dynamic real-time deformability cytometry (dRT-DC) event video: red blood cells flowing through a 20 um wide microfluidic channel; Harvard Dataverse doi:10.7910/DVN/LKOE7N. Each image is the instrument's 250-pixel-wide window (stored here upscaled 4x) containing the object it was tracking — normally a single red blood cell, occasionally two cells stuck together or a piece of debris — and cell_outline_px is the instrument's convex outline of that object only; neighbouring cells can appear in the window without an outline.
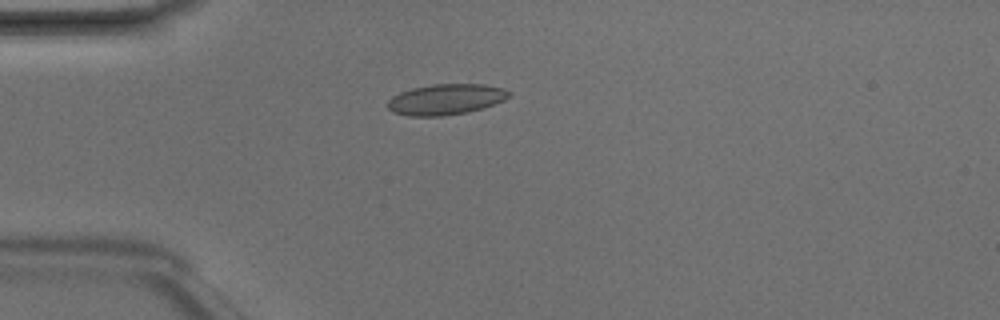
{"species": "Egyptian fruit bat (a non-hibernating species)", "species_latin": "Rousettus aegyptiacus", "temperature_condition": "room temperature", "stored_images_in_passage": 3, "camera_frame_rate_fps": 3000, "um_per_image_px": 0.085, "animal": {"sex": "male"}, "frame": {"image": 1, "passage_image": 3, "time_ms": 0.667, "image_size_px": [1000, 320], "cell_outline_px": [[512, 96], [504, 100], [484, 108], [468, 112], [440, 116], [408, 116], [392, 112], [388, 108], [388, 100], [392, 96], [400, 92], [412, 88], [432, 84], [484, 84], [504, 88], [512, 92]], "centroid_in_image_um": [37.92, 8.44], "position_along_channel_um": 47.1, "area_um2": 21.96}}